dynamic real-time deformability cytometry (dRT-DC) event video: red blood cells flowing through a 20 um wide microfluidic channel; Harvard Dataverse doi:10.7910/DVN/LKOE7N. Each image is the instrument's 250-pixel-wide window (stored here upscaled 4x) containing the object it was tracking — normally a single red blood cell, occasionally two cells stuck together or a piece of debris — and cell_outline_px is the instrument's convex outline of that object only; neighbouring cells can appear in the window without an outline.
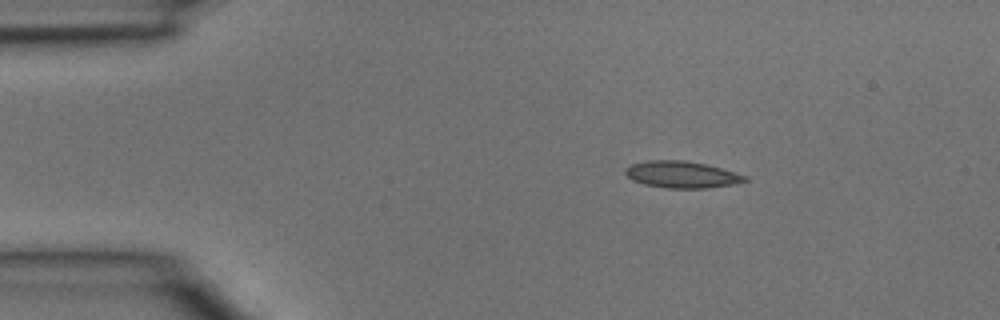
{"species": "common noctule bat (a hibernating species)", "species_latin": "Nyctalus noctula", "temperature_condition": "room temperature", "stored_images_in_passage": 3, "camera_frame_rate_fps": 3000, "um_per_image_px": 0.085, "animal": {"sex": "male", "body_mass_g": 15.6}, "frame": {"image": 1, "passage_image": 1, "time_ms": 0.0, "image_size_px": [1000, 320], "cell_outline_px": [[748, 180], [732, 184], [708, 188], [668, 188], [644, 184], [632, 180], [624, 172], [624, 168], [632, 164], [648, 160], [684, 160], [704, 164], [720, 168], [748, 176]], "centroid_in_image_um": [57.92, 14.83], "position_along_channel_um": 27.1, "area_um2": 18.5}}
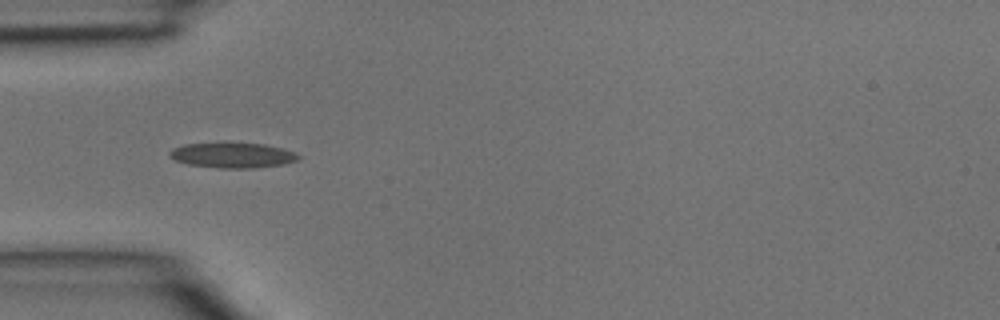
{"frame": {"image": 2, "passage_image": 3, "time_ms": 0.667, "image_size_px": [1000, 320], "cell_outline_px": [[300, 156], [296, 160], [284, 164], [252, 168], [220, 168], [188, 164], [176, 160], [168, 156], [168, 152], [172, 148], [184, 144], [264, 144], [296, 152]], "centroid_in_image_um": [19.75, 13.21], "position_along_channel_um": 65.3, "area_um2": 18.5}}